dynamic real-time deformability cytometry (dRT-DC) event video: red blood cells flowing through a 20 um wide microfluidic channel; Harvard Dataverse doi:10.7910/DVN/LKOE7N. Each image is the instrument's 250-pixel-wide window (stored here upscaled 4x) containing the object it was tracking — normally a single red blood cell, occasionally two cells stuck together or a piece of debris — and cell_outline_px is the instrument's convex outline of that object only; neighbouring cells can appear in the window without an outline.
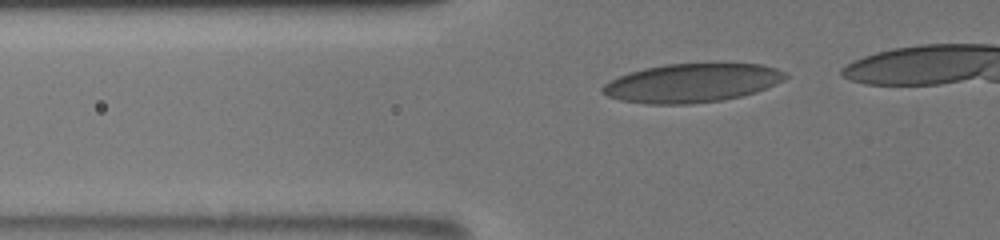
{"species": "human", "species_latin": "Homo sapiens", "temperature_condition": "room temperature", "stored_images_in_passage": 42, "camera_frame_rate_fps": 3000, "um_per_image_px": 0.085, "donor": {"sex": "male"}, "frame": {"image": 1, "passage_image": 13, "time_ms": 4.0, "image_size_px": [1000, 240], "cell_outline_px": [[788, 76], [784, 80], [756, 92], [740, 96], [720, 100], [692, 104], [648, 104], [620, 100], [608, 96], [600, 92], [600, 88], [604, 84], [628, 72], [644, 68], [664, 64], [760, 64], [776, 68], [784, 72]], "centroid_in_image_um": [58.78, 7.06], "position_along_channel_um": 67.0, "area_um2": 41.1}}
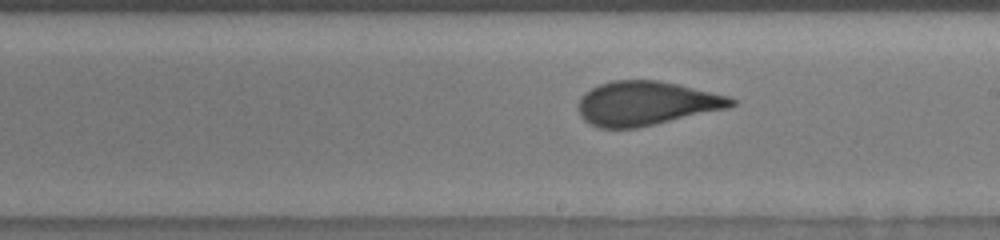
{"frame": {"image": 2, "passage_image": 27, "time_ms": 8.667, "image_size_px": [1000, 240], "cell_outline_px": [[736, 104], [728, 108], [636, 128], [600, 128], [584, 120], [580, 116], [580, 96], [584, 92], [600, 84], [612, 80], [656, 80], [676, 84], [728, 96], [736, 100]], "centroid_in_image_um": [54.91, 8.78], "position_along_channel_um": 234.1, "area_um2": 38.84}}
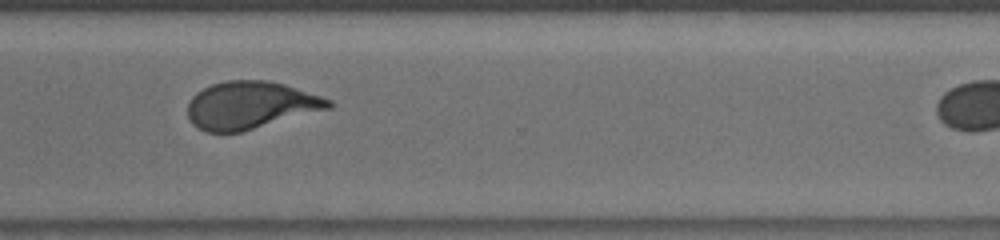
{"frame": {"image": 3, "passage_image": 36, "time_ms": 11.667, "image_size_px": [1000, 240], "cell_outline_px": [[332, 108], [240, 132], [204, 132], [192, 124], [188, 116], [188, 104], [192, 96], [196, 92], [212, 84], [224, 80], [268, 80], [284, 84], [332, 100]], "centroid_in_image_um": [21.27, 8.94], "position_along_channel_um": 349.3, "area_um2": 38.96}}